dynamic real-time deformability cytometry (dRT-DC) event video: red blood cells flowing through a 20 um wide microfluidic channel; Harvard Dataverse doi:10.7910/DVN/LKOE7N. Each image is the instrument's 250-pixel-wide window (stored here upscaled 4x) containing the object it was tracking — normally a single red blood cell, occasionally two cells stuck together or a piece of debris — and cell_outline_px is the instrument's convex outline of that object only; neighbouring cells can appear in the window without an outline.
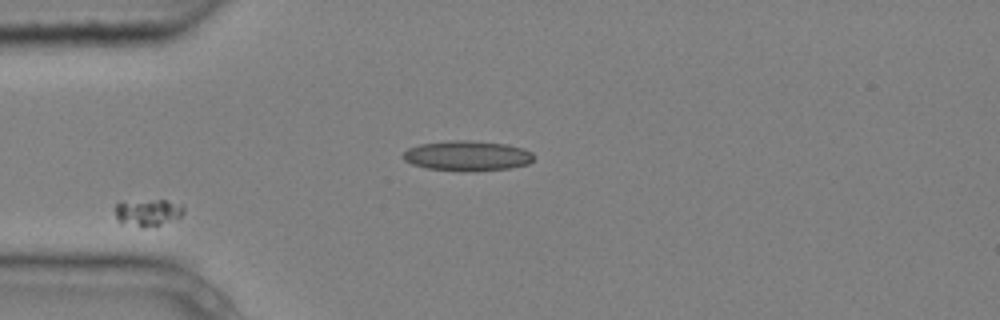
{"species": "common noctule bat (a hibernating species)", "species_latin": "Nyctalus noctula", "temperature_condition": "cold", "stored_images_in_passage": 6, "segment_of_instrument_passage": [2, 2], "camera_frame_rate_fps": 3000, "um_per_image_px": 0.085, "animal": {"sex": "male", "body_mass_g": 20.4}, "frame": {"image": 1, "passage_image": 3, "time_ms": 0.667, "image_size_px": [1000, 320], "cell_outline_px": [[184, 212], [176, 220], [144, 228], [140, 228], [120, 224], [116, 216], [116, 204], [120, 200], [168, 200], [184, 204]], "centroid_in_image_um": [12.56, 18.05], "position_along_channel_um": 72.4, "area_um2": 11.33}}